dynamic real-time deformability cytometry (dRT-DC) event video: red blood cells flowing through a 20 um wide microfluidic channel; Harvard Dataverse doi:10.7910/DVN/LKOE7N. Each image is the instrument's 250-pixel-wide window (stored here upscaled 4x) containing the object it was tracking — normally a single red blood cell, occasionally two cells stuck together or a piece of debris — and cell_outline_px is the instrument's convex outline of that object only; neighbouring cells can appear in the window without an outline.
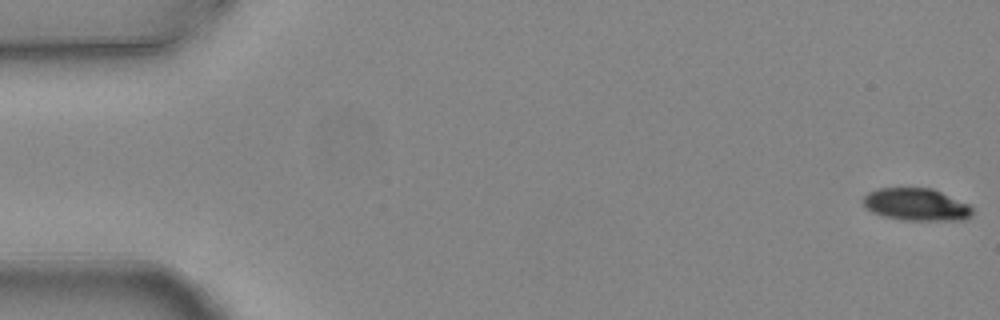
{"species": "common noctule bat (a hibernating species)", "species_latin": "Nyctalus noctula", "temperature_condition": "warm", "stored_images_in_passage": 4, "camera_frame_rate_fps": 3000, "um_per_image_px": 0.085, "animal": {"sex": "female", "body_mass_g": 24.6, "forearm_length_mm": 56.2}, "frame": {"image": 1, "passage_image": 1, "time_ms": 0.0, "image_size_px": [1000, 320], "cell_outline_px": [[972, 216], [964, 220], [900, 220], [884, 216], [872, 212], [864, 208], [860, 200], [868, 192], [880, 188], [932, 188], [968, 204], [972, 208]], "centroid_in_image_um": [77.83, 17.39], "position_along_channel_um": 7.2, "area_um2": 20.75}}
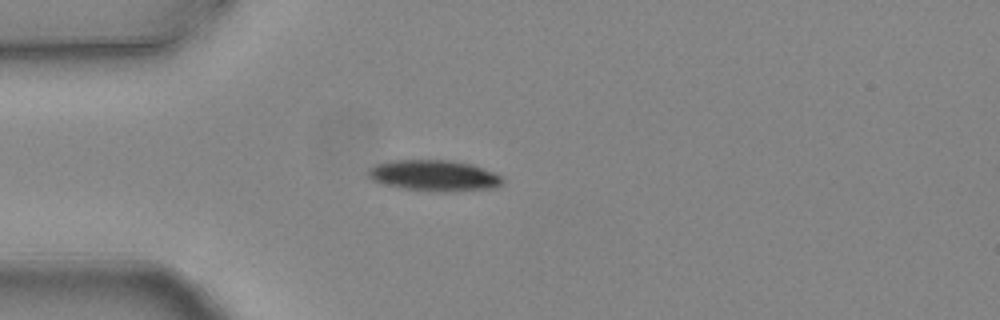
{"frame": {"image": 2, "passage_image": 4, "time_ms": 1.0, "image_size_px": [1000, 320], "cell_outline_px": [[504, 184], [496, 188], [452, 192], [432, 192], [404, 188], [384, 184], [372, 180], [368, 176], [368, 172], [376, 164], [392, 160], [452, 160], [472, 164], [496, 172], [504, 180]], "centroid_in_image_um": [36.98, 14.93], "position_along_channel_um": 48.0, "area_um2": 24.62}}